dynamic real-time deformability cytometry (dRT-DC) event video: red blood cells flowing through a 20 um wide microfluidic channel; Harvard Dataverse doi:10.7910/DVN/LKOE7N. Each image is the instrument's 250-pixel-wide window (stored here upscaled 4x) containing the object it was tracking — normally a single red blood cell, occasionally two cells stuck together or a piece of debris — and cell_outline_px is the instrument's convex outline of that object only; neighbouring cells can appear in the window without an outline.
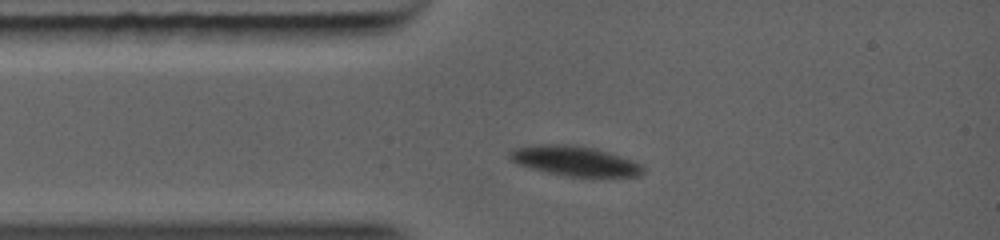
{"species": "common noctule bat (a hibernating species)", "species_latin": "Nyctalus noctula", "temperature_condition": "warm", "stored_images_in_passage": 45, "camera_frame_rate_fps": 5000, "um_per_image_px": 0.085, "animal": {"sex": "female", "body_mass_g": 19.0, "forearm_length_mm": 56.7}, "frame": {"image": 1, "passage_image": 1, "time_ms": 0.0, "image_size_px": [1000, 240], "cell_outline_px": [[644, 172], [640, 176], [564, 176], [528, 168], [516, 164], [508, 156], [508, 152], [516, 148], [532, 144], [576, 144], [596, 148], [644, 164]], "centroid_in_image_um": [48.84, 13.67], "position_along_channel_um": 36.2, "area_um2": 23.52}}
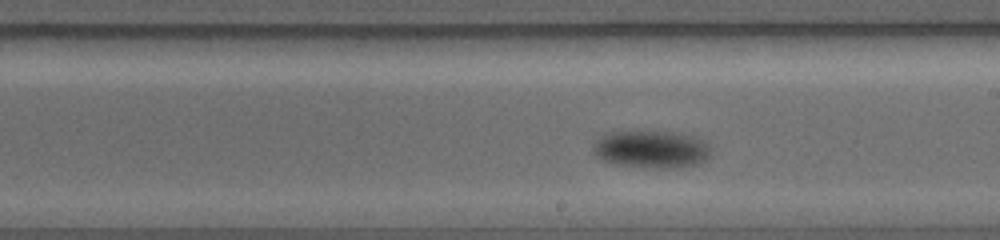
{"frame": {"image": 2, "passage_image": 19, "time_ms": 4.6, "image_size_px": [1000, 240], "cell_outline_px": [[712, 156], [700, 164], [676, 168], [656, 168], [616, 164], [604, 160], [596, 156], [592, 144], [600, 136], [612, 132], [672, 132], [688, 136], [700, 140], [708, 144], [712, 148]], "centroid_in_image_um": [55.4, 12.71], "position_along_channel_um": 233.6, "area_um2": 25.61}}
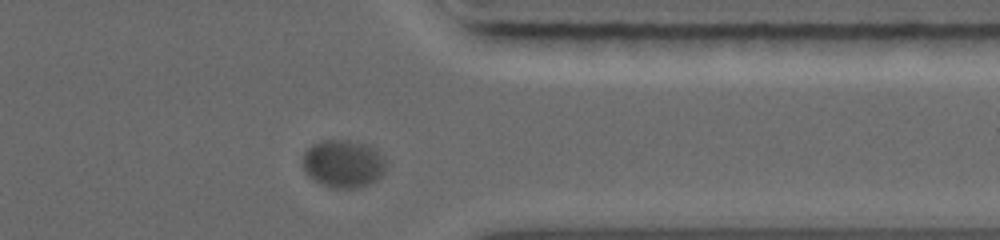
{"frame": {"image": 3, "passage_image": 39, "time_ms": 8.0, "image_size_px": [1000, 240], "cell_outline_px": [[388, 164], [384, 172], [376, 180], [368, 184], [356, 188], [332, 188], [320, 184], [312, 180], [304, 172], [300, 164], [304, 152], [312, 144], [328, 140], [348, 140], [364, 144], [372, 148], [388, 160]], "centroid_in_image_um": [29.14, 13.93], "position_along_channel_um": 382.3, "area_um2": 23.52}}